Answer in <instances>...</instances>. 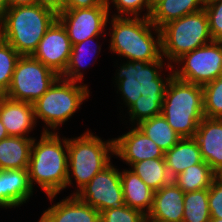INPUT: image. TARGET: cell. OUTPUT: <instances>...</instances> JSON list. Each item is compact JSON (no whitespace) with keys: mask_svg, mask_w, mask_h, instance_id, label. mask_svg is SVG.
Returning <instances> with one entry per match:
<instances>
[{"mask_svg":"<svg viewBox=\"0 0 222 222\" xmlns=\"http://www.w3.org/2000/svg\"><path fill=\"white\" fill-rule=\"evenodd\" d=\"M89 93L88 85L59 77L33 103L36 122L41 119L45 124L42 132L54 131L55 133L57 128L59 130V126L72 118L83 102L89 99Z\"/></svg>","mask_w":222,"mask_h":222,"instance_id":"obj_7","label":"cell"},{"mask_svg":"<svg viewBox=\"0 0 222 222\" xmlns=\"http://www.w3.org/2000/svg\"><path fill=\"white\" fill-rule=\"evenodd\" d=\"M215 179L222 184V168L216 172Z\"/></svg>","mask_w":222,"mask_h":222,"instance_id":"obj_42","label":"cell"},{"mask_svg":"<svg viewBox=\"0 0 222 222\" xmlns=\"http://www.w3.org/2000/svg\"><path fill=\"white\" fill-rule=\"evenodd\" d=\"M110 20L111 23L109 18L107 21L111 24L109 48L113 54L130 61L146 62L162 57L161 31L150 18L112 15Z\"/></svg>","mask_w":222,"mask_h":222,"instance_id":"obj_2","label":"cell"},{"mask_svg":"<svg viewBox=\"0 0 222 222\" xmlns=\"http://www.w3.org/2000/svg\"><path fill=\"white\" fill-rule=\"evenodd\" d=\"M208 188L184 195L183 222H209Z\"/></svg>","mask_w":222,"mask_h":222,"instance_id":"obj_28","label":"cell"},{"mask_svg":"<svg viewBox=\"0 0 222 222\" xmlns=\"http://www.w3.org/2000/svg\"><path fill=\"white\" fill-rule=\"evenodd\" d=\"M216 172L205 162L188 167L172 181L184 192H192L209 188L215 180Z\"/></svg>","mask_w":222,"mask_h":222,"instance_id":"obj_27","label":"cell"},{"mask_svg":"<svg viewBox=\"0 0 222 222\" xmlns=\"http://www.w3.org/2000/svg\"><path fill=\"white\" fill-rule=\"evenodd\" d=\"M160 31L162 57L171 66L184 54L213 41L204 9L172 20Z\"/></svg>","mask_w":222,"mask_h":222,"instance_id":"obj_8","label":"cell"},{"mask_svg":"<svg viewBox=\"0 0 222 222\" xmlns=\"http://www.w3.org/2000/svg\"><path fill=\"white\" fill-rule=\"evenodd\" d=\"M202 89L204 117L222 119V76L206 83Z\"/></svg>","mask_w":222,"mask_h":222,"instance_id":"obj_30","label":"cell"},{"mask_svg":"<svg viewBox=\"0 0 222 222\" xmlns=\"http://www.w3.org/2000/svg\"><path fill=\"white\" fill-rule=\"evenodd\" d=\"M161 114L182 138L194 137L204 118L202 86L173 75L165 90Z\"/></svg>","mask_w":222,"mask_h":222,"instance_id":"obj_4","label":"cell"},{"mask_svg":"<svg viewBox=\"0 0 222 222\" xmlns=\"http://www.w3.org/2000/svg\"><path fill=\"white\" fill-rule=\"evenodd\" d=\"M9 137L7 131H6V128L4 127L3 123L1 122V119H0V141L2 139H5Z\"/></svg>","mask_w":222,"mask_h":222,"instance_id":"obj_40","label":"cell"},{"mask_svg":"<svg viewBox=\"0 0 222 222\" xmlns=\"http://www.w3.org/2000/svg\"><path fill=\"white\" fill-rule=\"evenodd\" d=\"M0 119L9 136L35 138L29 136L37 127L33 104L5 96L0 103Z\"/></svg>","mask_w":222,"mask_h":222,"instance_id":"obj_15","label":"cell"},{"mask_svg":"<svg viewBox=\"0 0 222 222\" xmlns=\"http://www.w3.org/2000/svg\"><path fill=\"white\" fill-rule=\"evenodd\" d=\"M72 44L61 22L56 19L40 40L32 56L61 76L69 63Z\"/></svg>","mask_w":222,"mask_h":222,"instance_id":"obj_13","label":"cell"},{"mask_svg":"<svg viewBox=\"0 0 222 222\" xmlns=\"http://www.w3.org/2000/svg\"><path fill=\"white\" fill-rule=\"evenodd\" d=\"M9 7L34 5L36 0H8Z\"/></svg>","mask_w":222,"mask_h":222,"instance_id":"obj_38","label":"cell"},{"mask_svg":"<svg viewBox=\"0 0 222 222\" xmlns=\"http://www.w3.org/2000/svg\"><path fill=\"white\" fill-rule=\"evenodd\" d=\"M110 3L113 4L117 14L113 16H127V17H146L150 18L152 9L149 0H105V4L110 9ZM144 9V10H143ZM146 13L141 15L142 11Z\"/></svg>","mask_w":222,"mask_h":222,"instance_id":"obj_32","label":"cell"},{"mask_svg":"<svg viewBox=\"0 0 222 222\" xmlns=\"http://www.w3.org/2000/svg\"><path fill=\"white\" fill-rule=\"evenodd\" d=\"M209 222H222L220 218H211Z\"/></svg>","mask_w":222,"mask_h":222,"instance_id":"obj_44","label":"cell"},{"mask_svg":"<svg viewBox=\"0 0 222 222\" xmlns=\"http://www.w3.org/2000/svg\"><path fill=\"white\" fill-rule=\"evenodd\" d=\"M133 129H132V128ZM114 138V156L128 166L152 158H164L163 151L137 127Z\"/></svg>","mask_w":222,"mask_h":222,"instance_id":"obj_14","label":"cell"},{"mask_svg":"<svg viewBox=\"0 0 222 222\" xmlns=\"http://www.w3.org/2000/svg\"><path fill=\"white\" fill-rule=\"evenodd\" d=\"M205 0H162L153 9L150 21L161 28L166 23L204 9Z\"/></svg>","mask_w":222,"mask_h":222,"instance_id":"obj_23","label":"cell"},{"mask_svg":"<svg viewBox=\"0 0 222 222\" xmlns=\"http://www.w3.org/2000/svg\"><path fill=\"white\" fill-rule=\"evenodd\" d=\"M164 159L172 179L188 167L203 161L199 145L194 137L181 138L170 150L164 153Z\"/></svg>","mask_w":222,"mask_h":222,"instance_id":"obj_20","label":"cell"},{"mask_svg":"<svg viewBox=\"0 0 222 222\" xmlns=\"http://www.w3.org/2000/svg\"><path fill=\"white\" fill-rule=\"evenodd\" d=\"M44 213L52 222H100V212L75 195L54 203Z\"/></svg>","mask_w":222,"mask_h":222,"instance_id":"obj_19","label":"cell"},{"mask_svg":"<svg viewBox=\"0 0 222 222\" xmlns=\"http://www.w3.org/2000/svg\"><path fill=\"white\" fill-rule=\"evenodd\" d=\"M130 167V170L137 174L154 192L172 182L164 158L146 159L136 162Z\"/></svg>","mask_w":222,"mask_h":222,"instance_id":"obj_26","label":"cell"},{"mask_svg":"<svg viewBox=\"0 0 222 222\" xmlns=\"http://www.w3.org/2000/svg\"><path fill=\"white\" fill-rule=\"evenodd\" d=\"M106 5L105 0H63L62 11Z\"/></svg>","mask_w":222,"mask_h":222,"instance_id":"obj_36","label":"cell"},{"mask_svg":"<svg viewBox=\"0 0 222 222\" xmlns=\"http://www.w3.org/2000/svg\"><path fill=\"white\" fill-rule=\"evenodd\" d=\"M36 4L51 9L56 14L62 11L63 0H36Z\"/></svg>","mask_w":222,"mask_h":222,"instance_id":"obj_37","label":"cell"},{"mask_svg":"<svg viewBox=\"0 0 222 222\" xmlns=\"http://www.w3.org/2000/svg\"><path fill=\"white\" fill-rule=\"evenodd\" d=\"M21 55L0 37V90L4 93L10 86L16 63Z\"/></svg>","mask_w":222,"mask_h":222,"instance_id":"obj_31","label":"cell"},{"mask_svg":"<svg viewBox=\"0 0 222 222\" xmlns=\"http://www.w3.org/2000/svg\"><path fill=\"white\" fill-rule=\"evenodd\" d=\"M8 9H9L8 0H0V20L4 17Z\"/></svg>","mask_w":222,"mask_h":222,"instance_id":"obj_39","label":"cell"},{"mask_svg":"<svg viewBox=\"0 0 222 222\" xmlns=\"http://www.w3.org/2000/svg\"><path fill=\"white\" fill-rule=\"evenodd\" d=\"M4 97H5V93L3 91H0V103Z\"/></svg>","mask_w":222,"mask_h":222,"instance_id":"obj_45","label":"cell"},{"mask_svg":"<svg viewBox=\"0 0 222 222\" xmlns=\"http://www.w3.org/2000/svg\"><path fill=\"white\" fill-rule=\"evenodd\" d=\"M194 138L201 157L215 172L222 168V119L204 117Z\"/></svg>","mask_w":222,"mask_h":222,"instance_id":"obj_17","label":"cell"},{"mask_svg":"<svg viewBox=\"0 0 222 222\" xmlns=\"http://www.w3.org/2000/svg\"><path fill=\"white\" fill-rule=\"evenodd\" d=\"M33 190L27 169L0 170V208H16L28 202Z\"/></svg>","mask_w":222,"mask_h":222,"instance_id":"obj_18","label":"cell"},{"mask_svg":"<svg viewBox=\"0 0 222 222\" xmlns=\"http://www.w3.org/2000/svg\"><path fill=\"white\" fill-rule=\"evenodd\" d=\"M38 222H52L50 218L43 212Z\"/></svg>","mask_w":222,"mask_h":222,"instance_id":"obj_41","label":"cell"},{"mask_svg":"<svg viewBox=\"0 0 222 222\" xmlns=\"http://www.w3.org/2000/svg\"><path fill=\"white\" fill-rule=\"evenodd\" d=\"M208 206L211 218L222 219V184L216 179L208 188Z\"/></svg>","mask_w":222,"mask_h":222,"instance_id":"obj_35","label":"cell"},{"mask_svg":"<svg viewBox=\"0 0 222 222\" xmlns=\"http://www.w3.org/2000/svg\"><path fill=\"white\" fill-rule=\"evenodd\" d=\"M57 15L38 4L9 7L0 20V37L20 55H32Z\"/></svg>","mask_w":222,"mask_h":222,"instance_id":"obj_3","label":"cell"},{"mask_svg":"<svg viewBox=\"0 0 222 222\" xmlns=\"http://www.w3.org/2000/svg\"><path fill=\"white\" fill-rule=\"evenodd\" d=\"M75 196L99 212L124 205L120 170L111 162L82 187Z\"/></svg>","mask_w":222,"mask_h":222,"instance_id":"obj_11","label":"cell"},{"mask_svg":"<svg viewBox=\"0 0 222 222\" xmlns=\"http://www.w3.org/2000/svg\"><path fill=\"white\" fill-rule=\"evenodd\" d=\"M34 138L9 136L0 141V170L27 169Z\"/></svg>","mask_w":222,"mask_h":222,"instance_id":"obj_22","label":"cell"},{"mask_svg":"<svg viewBox=\"0 0 222 222\" xmlns=\"http://www.w3.org/2000/svg\"><path fill=\"white\" fill-rule=\"evenodd\" d=\"M164 98H148L141 95L134 104L127 109L129 121L132 126H136L141 121L158 116L162 112Z\"/></svg>","mask_w":222,"mask_h":222,"instance_id":"obj_29","label":"cell"},{"mask_svg":"<svg viewBox=\"0 0 222 222\" xmlns=\"http://www.w3.org/2000/svg\"><path fill=\"white\" fill-rule=\"evenodd\" d=\"M109 12L107 5H99L61 11L57 19L66 29L71 44L74 45L92 37L105 38Z\"/></svg>","mask_w":222,"mask_h":222,"instance_id":"obj_12","label":"cell"},{"mask_svg":"<svg viewBox=\"0 0 222 222\" xmlns=\"http://www.w3.org/2000/svg\"><path fill=\"white\" fill-rule=\"evenodd\" d=\"M147 216L127 205L100 212V222H145Z\"/></svg>","mask_w":222,"mask_h":222,"instance_id":"obj_33","label":"cell"},{"mask_svg":"<svg viewBox=\"0 0 222 222\" xmlns=\"http://www.w3.org/2000/svg\"><path fill=\"white\" fill-rule=\"evenodd\" d=\"M164 58L152 62L146 61H124L116 70L115 83L117 93L121 94V99L128 109L141 96L148 98H164L165 90L169 80L173 76V67L167 63L170 70L168 77H162V69L166 63Z\"/></svg>","mask_w":222,"mask_h":222,"instance_id":"obj_5","label":"cell"},{"mask_svg":"<svg viewBox=\"0 0 222 222\" xmlns=\"http://www.w3.org/2000/svg\"><path fill=\"white\" fill-rule=\"evenodd\" d=\"M136 127L149 137L163 153L170 150L182 138L172 129L162 114L141 121Z\"/></svg>","mask_w":222,"mask_h":222,"instance_id":"obj_25","label":"cell"},{"mask_svg":"<svg viewBox=\"0 0 222 222\" xmlns=\"http://www.w3.org/2000/svg\"><path fill=\"white\" fill-rule=\"evenodd\" d=\"M172 65L173 75L188 83L205 85L222 76V42L213 40L184 54ZM182 65V66H181Z\"/></svg>","mask_w":222,"mask_h":222,"instance_id":"obj_10","label":"cell"},{"mask_svg":"<svg viewBox=\"0 0 222 222\" xmlns=\"http://www.w3.org/2000/svg\"><path fill=\"white\" fill-rule=\"evenodd\" d=\"M58 134L41 131L39 141L34 138L27 168L32 188L38 184L51 203L67 188L68 138Z\"/></svg>","mask_w":222,"mask_h":222,"instance_id":"obj_1","label":"cell"},{"mask_svg":"<svg viewBox=\"0 0 222 222\" xmlns=\"http://www.w3.org/2000/svg\"><path fill=\"white\" fill-rule=\"evenodd\" d=\"M125 205L140 210L146 216L153 205L154 191L148 187L133 171H120Z\"/></svg>","mask_w":222,"mask_h":222,"instance_id":"obj_21","label":"cell"},{"mask_svg":"<svg viewBox=\"0 0 222 222\" xmlns=\"http://www.w3.org/2000/svg\"><path fill=\"white\" fill-rule=\"evenodd\" d=\"M185 193L172 181L154 192L147 218L156 222H183Z\"/></svg>","mask_w":222,"mask_h":222,"instance_id":"obj_16","label":"cell"},{"mask_svg":"<svg viewBox=\"0 0 222 222\" xmlns=\"http://www.w3.org/2000/svg\"><path fill=\"white\" fill-rule=\"evenodd\" d=\"M60 76L32 55L18 59L5 96L16 101L36 102Z\"/></svg>","mask_w":222,"mask_h":222,"instance_id":"obj_9","label":"cell"},{"mask_svg":"<svg viewBox=\"0 0 222 222\" xmlns=\"http://www.w3.org/2000/svg\"><path fill=\"white\" fill-rule=\"evenodd\" d=\"M98 38H101V36L88 38L82 42L72 45V51L70 54L69 63L67 65L65 72L60 77H62L63 79H66L69 81H75V82H81L84 79L83 77L84 72L82 71L84 68H88V66L91 65L90 64L91 61L90 62L88 61L90 60L88 59L89 53L90 55L94 53L95 55L98 56V54L96 53L100 54L101 52V45H98L99 43L98 40L97 42H95L96 44L93 43L94 40ZM95 46L97 47L98 51L95 49L96 48ZM86 61L89 63H86Z\"/></svg>","mask_w":222,"mask_h":222,"instance_id":"obj_24","label":"cell"},{"mask_svg":"<svg viewBox=\"0 0 222 222\" xmlns=\"http://www.w3.org/2000/svg\"><path fill=\"white\" fill-rule=\"evenodd\" d=\"M112 155L114 156V138L103 141L89 130L77 138H68L67 187L73 184L72 177L74 183H77V190L71 195H75L98 172L108 166Z\"/></svg>","mask_w":222,"mask_h":222,"instance_id":"obj_6","label":"cell"},{"mask_svg":"<svg viewBox=\"0 0 222 222\" xmlns=\"http://www.w3.org/2000/svg\"><path fill=\"white\" fill-rule=\"evenodd\" d=\"M162 0H149L151 9H153Z\"/></svg>","mask_w":222,"mask_h":222,"instance_id":"obj_43","label":"cell"},{"mask_svg":"<svg viewBox=\"0 0 222 222\" xmlns=\"http://www.w3.org/2000/svg\"><path fill=\"white\" fill-rule=\"evenodd\" d=\"M204 10L213 40L222 42V0H205Z\"/></svg>","mask_w":222,"mask_h":222,"instance_id":"obj_34","label":"cell"},{"mask_svg":"<svg viewBox=\"0 0 222 222\" xmlns=\"http://www.w3.org/2000/svg\"><path fill=\"white\" fill-rule=\"evenodd\" d=\"M145 222H156V221H153V220H150V219L146 218Z\"/></svg>","mask_w":222,"mask_h":222,"instance_id":"obj_46","label":"cell"}]
</instances>
